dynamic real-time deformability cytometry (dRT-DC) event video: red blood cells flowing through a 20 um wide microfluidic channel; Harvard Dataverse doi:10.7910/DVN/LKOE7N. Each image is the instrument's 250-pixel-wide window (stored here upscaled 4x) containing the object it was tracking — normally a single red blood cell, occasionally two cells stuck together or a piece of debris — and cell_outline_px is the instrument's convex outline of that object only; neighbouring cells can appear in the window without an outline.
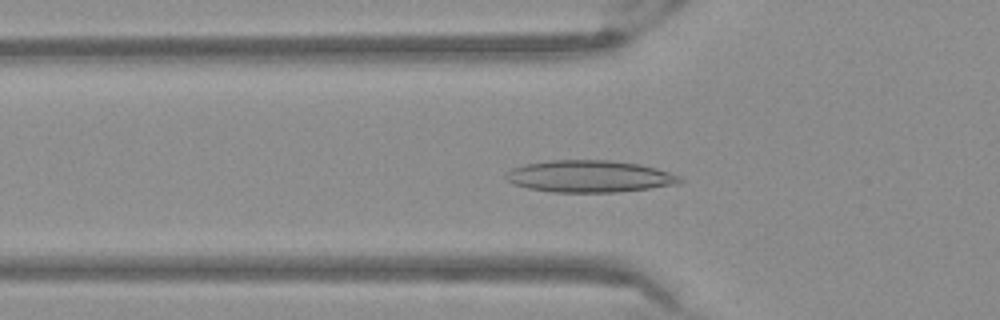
{"species": "Egyptian fruit bat (a non-hibernating species)", "species_latin": "Rousettus aegyptiacus", "temperature_condition": "warm", "stored_images_in_passage": 47, "camera_frame_rate_fps": 3000, "um_per_image_px": 0.085, "frame": {"image": 1, "passage_image": 17, "time_ms": 5.333, "image_size_px": [1000, 320], "cell_outline_px": [[684, 180], [676, 184], [648, 188], [616, 192], [552, 192], [528, 188], [512, 184], [504, 180], [504, 176], [512, 168], [524, 164], [552, 160], [608, 160], [640, 164], [656, 168], [680, 176]], "centroid_in_image_um": [50.06, 14.99], "position_along_channel_um": 75.7, "area_um2": 32.37}}
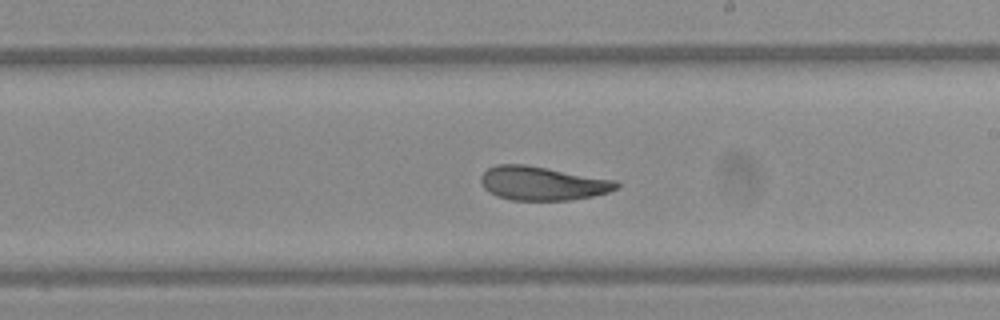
{"frame": {"image": 2, "passage_image": 30, "time_ms": 9.667, "image_size_px": [1000, 320], "cell_outline_px": [[620, 184], [616, 188], [608, 192], [592, 196], [568, 200], [512, 200], [496, 196], [488, 192], [484, 188], [480, 180], [480, 176], [488, 168], [496, 164], [524, 164], [616, 180]], "centroid_in_image_um": [46.07, 15.58], "position_along_channel_um": 242.9, "area_um2": 26.65}}
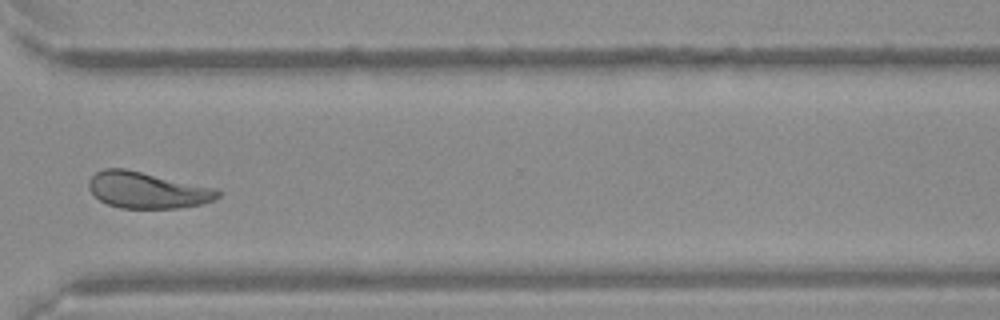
{"frame": {"image": 3, "passage_image": 39, "time_ms": 12.667, "image_size_px": [1000, 320], "cell_outline_px": [[224, 192], [220, 196], [212, 200], [200, 204], [176, 208], [120, 208], [108, 204], [100, 200], [88, 188], [88, 180], [96, 172], [104, 168], [124, 168], [216, 188]], "centroid_in_image_um": [12.52, 16.15], "position_along_channel_um": 358.1, "area_um2": 27.22}}